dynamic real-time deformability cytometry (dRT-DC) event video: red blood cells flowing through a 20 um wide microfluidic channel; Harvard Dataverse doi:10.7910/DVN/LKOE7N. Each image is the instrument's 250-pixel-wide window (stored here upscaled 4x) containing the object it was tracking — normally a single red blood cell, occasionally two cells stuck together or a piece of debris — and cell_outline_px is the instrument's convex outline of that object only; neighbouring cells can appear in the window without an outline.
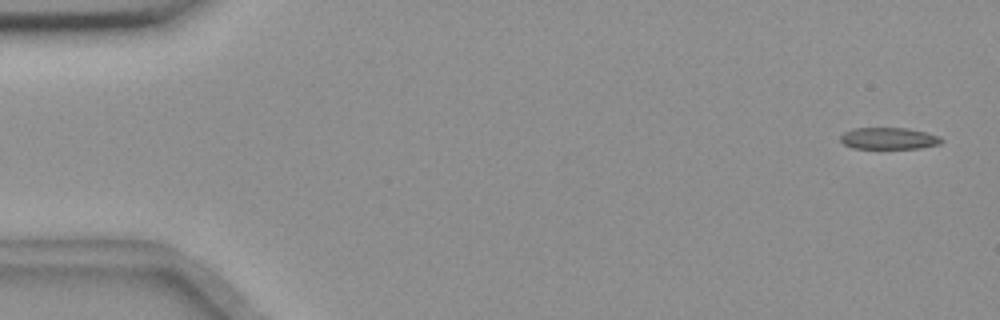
{"species": "common noctule bat (a hibernating species)", "species_latin": "Nyctalus noctula", "temperature_condition": "room temperature", "stored_images_in_passage": 5, "camera_frame_rate_fps": 3000, "um_per_image_px": 0.085, "animal": {"sex": "female", "body_mass_g": 18.4}, "frame": {"image": 1, "passage_image": 1, "time_ms": 0.0, "image_size_px": [1000, 320], "cell_outline_px": [[944, 140], [940, 144], [920, 148], [852, 148], [844, 144], [840, 140], [840, 136], [844, 132], [852, 128], [908, 128], [940, 136]], "centroid_in_image_um": [75.54, 11.76], "position_along_channel_um": 9.5, "area_um2": 12.77}}